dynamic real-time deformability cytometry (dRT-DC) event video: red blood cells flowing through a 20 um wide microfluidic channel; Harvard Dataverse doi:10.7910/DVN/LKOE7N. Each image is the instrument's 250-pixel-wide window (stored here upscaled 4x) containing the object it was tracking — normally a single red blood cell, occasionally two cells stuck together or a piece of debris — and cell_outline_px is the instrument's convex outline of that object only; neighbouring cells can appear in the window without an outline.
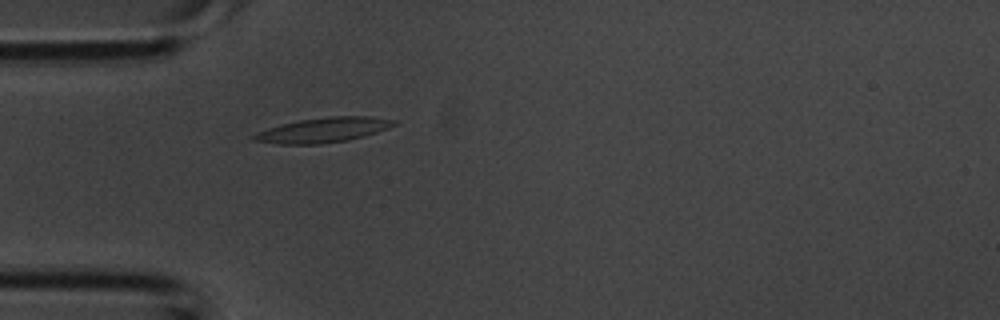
{"species": "common noctule bat (a hibernating species)", "species_latin": "Nyctalus noctula", "temperature_condition": "room temperature", "stored_images_in_passage": 1, "camera_frame_rate_fps": 3000, "um_per_image_px": 0.085, "animal": {"sex": "male", "body_mass_g": 20.1, "forearm_length_mm": 53.5}, "frame": {"image": 1, "passage_image": 1, "time_ms": 0.0, "image_size_px": [1000, 320], "cell_outline_px": [[396, 124], [388, 128], [364, 136], [348, 140], [320, 144], [280, 144], [252, 140], [252, 136], [256, 132], [280, 124], [300, 120], [332, 116], [372, 116], [396, 120]], "centroid_in_image_um": [27.48, 11.05], "position_along_channel_um": 57.5, "area_um2": 20.23}}